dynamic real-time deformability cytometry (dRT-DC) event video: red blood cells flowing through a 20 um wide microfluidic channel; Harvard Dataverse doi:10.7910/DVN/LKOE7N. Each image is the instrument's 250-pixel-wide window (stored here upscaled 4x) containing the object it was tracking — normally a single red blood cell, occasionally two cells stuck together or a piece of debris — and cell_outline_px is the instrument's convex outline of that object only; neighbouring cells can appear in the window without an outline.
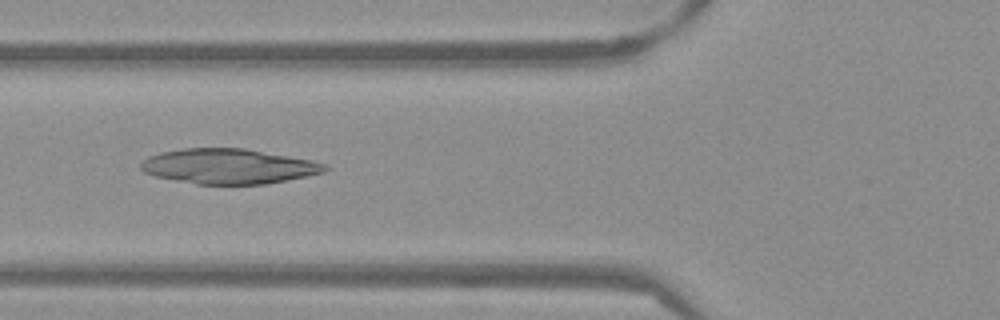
{"species": "Egyptian fruit bat (a non-hibernating species)", "species_latin": "Rousettus aegyptiacus", "temperature_condition": "warm", "stored_images_in_passage": 52, "camera_frame_rate_fps": 3000, "um_per_image_px": 0.085, "frame": {"image": 1, "passage_image": 20, "time_ms": 6.333, "image_size_px": [1000, 320], "cell_outline_px": [[328, 168], [324, 172], [288, 180], [264, 184], [196, 184], [156, 176], [144, 172], [140, 168], [140, 164], [148, 156], [160, 152], [184, 148], [244, 148], [312, 160], [328, 164]], "centroid_in_image_um": [19.44, 14.13], "position_along_channel_um": 106.4, "area_um2": 37.51}}
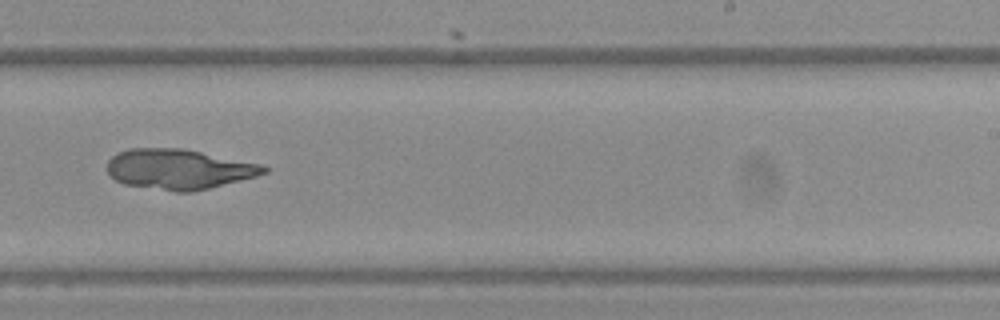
{"frame": {"image": 2, "passage_image": 33, "time_ms": 10.667, "image_size_px": [1000, 320], "cell_outline_px": [[268, 172], [256, 176], [192, 192], [176, 192], [124, 184], [116, 180], [108, 172], [108, 160], [116, 152], [128, 148], [184, 148], [260, 164], [268, 168]], "centroid_in_image_um": [15.18, 14.37], "position_along_channel_um": 273.8, "area_um2": 36.53}}
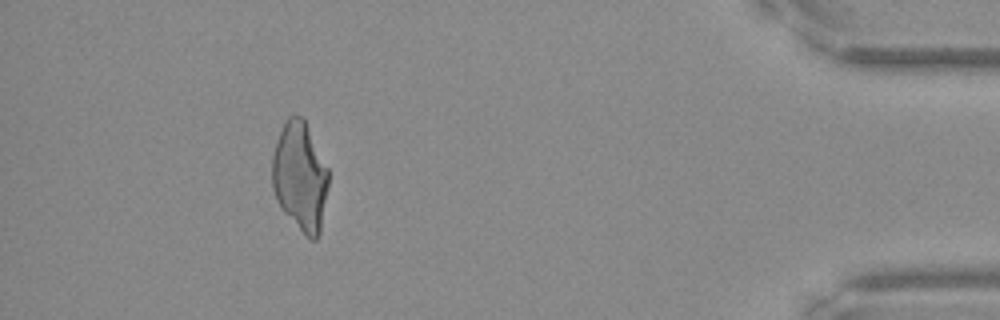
{"frame": {"image": 3, "passage_image": 48, "time_ms": 15.667, "image_size_px": [1000, 320], "cell_outline_px": [[328, 184], [320, 232], [316, 240], [312, 240], [280, 208], [276, 200], [272, 188], [272, 156], [276, 140], [288, 116], [304, 116], [328, 168]], "centroid_in_image_um": [25.5, 14.95], "position_along_channel_um": 409.7, "area_um2": 35.66}}